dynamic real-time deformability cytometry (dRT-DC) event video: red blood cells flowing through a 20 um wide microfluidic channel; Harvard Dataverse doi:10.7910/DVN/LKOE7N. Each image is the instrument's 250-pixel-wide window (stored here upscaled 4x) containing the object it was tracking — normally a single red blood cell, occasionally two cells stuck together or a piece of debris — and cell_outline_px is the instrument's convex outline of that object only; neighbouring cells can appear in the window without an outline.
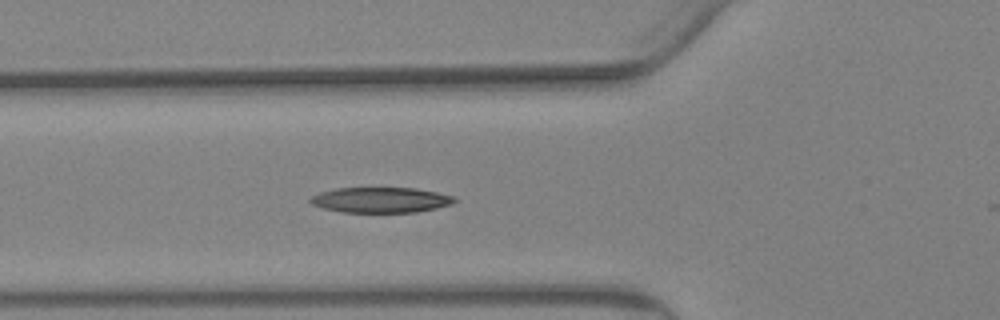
{"species": "Egyptian fruit bat (a non-hibernating species)", "species_latin": "Rousettus aegyptiacus", "temperature_condition": "warm", "stored_images_in_passage": 4, "camera_frame_rate_fps": 3000, "um_per_image_px": 0.085, "animal": {"sex": "female"}, "frame": {"image": 1, "passage_image": 3, "time_ms": 0.667, "image_size_px": [1000, 320], "cell_outline_px": [[456, 200], [452, 204], [436, 208], [416, 212], [340, 212], [324, 208], [312, 204], [308, 200], [312, 196], [320, 192], [336, 188], [416, 188], [436, 192], [452, 196]], "centroid_in_image_um": [32.34, 16.99], "position_along_channel_um": 93.5, "area_um2": 21.21}}